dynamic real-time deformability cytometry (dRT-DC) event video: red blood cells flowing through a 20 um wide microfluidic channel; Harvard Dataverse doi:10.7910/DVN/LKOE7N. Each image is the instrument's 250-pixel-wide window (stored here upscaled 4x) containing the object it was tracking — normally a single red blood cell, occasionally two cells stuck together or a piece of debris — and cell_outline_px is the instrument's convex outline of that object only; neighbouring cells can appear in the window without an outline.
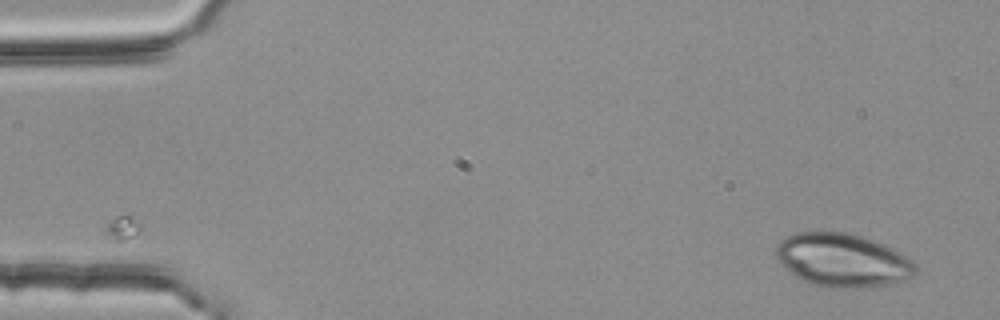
{"species": "common noctule bat (a hibernating species)", "species_latin": "Nyctalus noctula", "temperature_condition": "room temperature", "stored_images_in_passage": 50, "camera_frame_rate_fps": 3000, "um_per_image_px": 0.085, "animal": {"sex": "female", "body_mass_g": 25.1}, "frame": {"image": 1, "passage_image": 1, "time_ms": 0.0, "image_size_px": [1000, 320], "cell_outline_px": [[916, 272], [912, 276], [904, 280], [888, 284], [864, 288], [828, 288], [812, 284], [800, 280], [776, 256], [776, 248], [780, 240], [796, 232], [820, 228], [848, 232], [864, 236], [884, 244], [912, 260], [916, 264]], "centroid_in_image_um": [71.61, 22.08], "position_along_channel_um": 13.4, "area_um2": 44.04}}
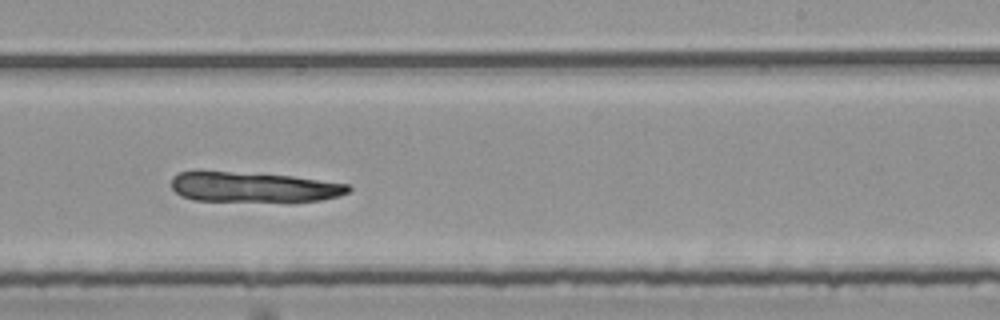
{"frame": {"image": 2, "passage_image": 31, "time_ms": 10.0, "image_size_px": [1000, 320], "cell_outline_px": [[352, 188], [348, 192], [340, 196], [320, 200], [192, 200], [180, 196], [172, 188], [172, 176], [180, 172], [196, 168], [200, 168], [292, 176], [348, 184]], "centroid_in_image_um": [21.42, 15.84], "position_along_channel_um": 267.6, "area_um2": 31.44}}
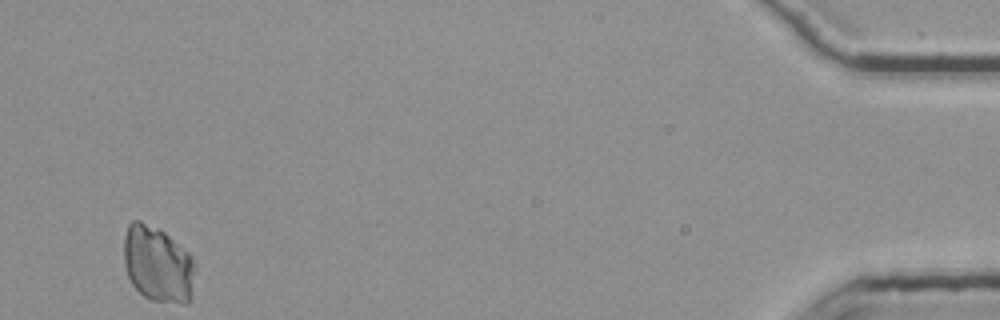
{"frame": {"image": 3, "passage_image": 50, "time_ms": 16.333, "image_size_px": [1000, 320], "cell_outline_px": [[196, 268], [192, 300], [188, 304], [184, 304], [152, 300], [144, 296], [132, 284], [128, 276], [124, 264], [124, 236], [128, 224], [132, 220], [140, 220], [160, 228], [188, 252], [192, 256], [196, 264]], "centroid_in_image_um": [13.45, 22.46], "position_along_channel_um": 421.8, "area_um2": 32.25}}